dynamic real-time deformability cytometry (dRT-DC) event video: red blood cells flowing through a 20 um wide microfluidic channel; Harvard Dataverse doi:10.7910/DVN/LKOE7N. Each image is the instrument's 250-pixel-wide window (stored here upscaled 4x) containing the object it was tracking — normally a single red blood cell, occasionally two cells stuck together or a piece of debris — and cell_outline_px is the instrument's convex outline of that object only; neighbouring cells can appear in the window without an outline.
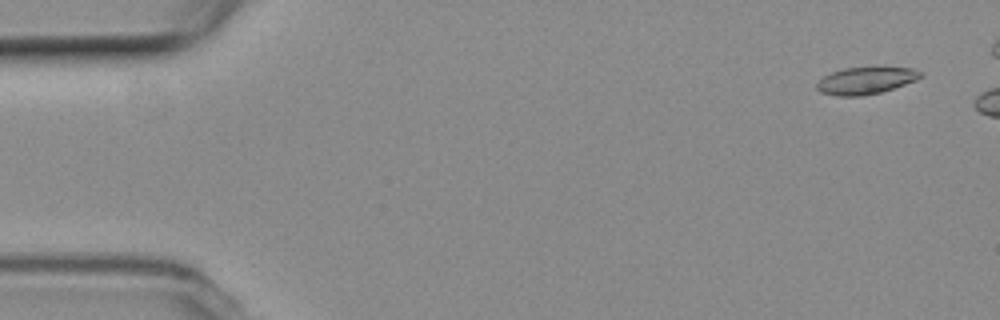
{"species": "common noctule bat (a hibernating species)", "species_latin": "Nyctalus noctula", "temperature_condition": "room temperature", "stored_images_in_passage": 9, "camera_frame_rate_fps": 3000, "um_per_image_px": 0.085, "animal": {"sex": "female", "body_mass_g": 19.3, "forearm_length_mm": 54.1}, "frame": {"image": 1, "passage_image": 3, "time_ms": 0.667, "image_size_px": [1000, 320], "cell_outline_px": [[924, 76], [916, 80], [880, 92], [864, 96], [836, 96], [820, 92], [816, 88], [816, 84], [824, 76], [832, 72], [844, 68], [912, 68], [920, 72]], "centroid_in_image_um": [73.55, 6.86], "position_along_channel_um": 11.4, "area_um2": 16.07}}